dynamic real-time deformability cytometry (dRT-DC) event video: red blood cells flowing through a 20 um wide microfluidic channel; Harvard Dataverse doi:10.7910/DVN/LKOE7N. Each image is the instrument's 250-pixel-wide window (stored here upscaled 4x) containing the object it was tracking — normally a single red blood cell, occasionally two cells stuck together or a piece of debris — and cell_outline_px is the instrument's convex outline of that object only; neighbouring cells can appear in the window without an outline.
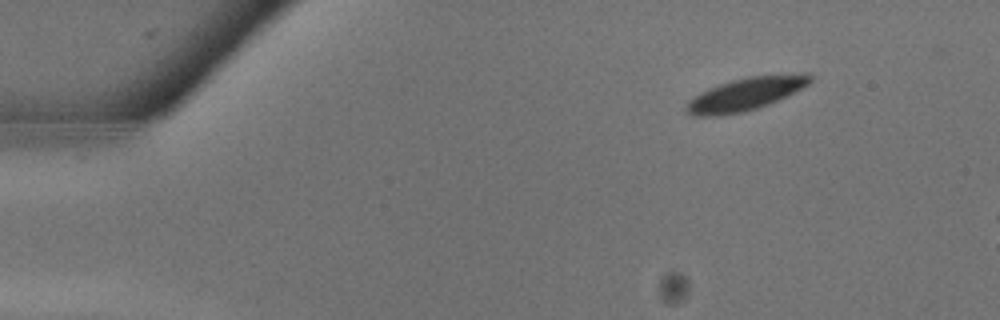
{"species": "common noctule bat (a hibernating species)", "species_latin": "Nyctalus noctula", "temperature_condition": "warm", "stored_images_in_passage": 4, "camera_frame_rate_fps": 3000, "um_per_image_px": 0.085, "animal": {"sex": "male", "body_mass_g": 13.3}, "frame": {"image": 1, "passage_image": 1, "time_ms": 0.0, "image_size_px": [1000, 320], "cell_outline_px": [[812, 80], [808, 84], [768, 104], [744, 112], [720, 116], [692, 116], [684, 112], [684, 104], [688, 100], [700, 92], [708, 88], [732, 80], [748, 76], [800, 72], [808, 72], [812, 76]], "centroid_in_image_um": [63.32, 7.99], "position_along_channel_um": 21.7, "area_um2": 23.93}}